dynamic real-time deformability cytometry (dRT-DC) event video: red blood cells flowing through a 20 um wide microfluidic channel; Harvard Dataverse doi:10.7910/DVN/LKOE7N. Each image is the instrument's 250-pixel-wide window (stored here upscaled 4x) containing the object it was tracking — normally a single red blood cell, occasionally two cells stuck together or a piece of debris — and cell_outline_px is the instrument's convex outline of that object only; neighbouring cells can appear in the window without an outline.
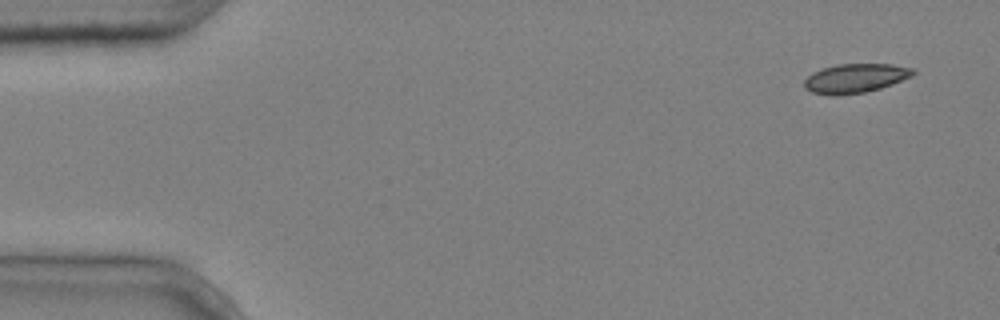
{"species": "common noctule bat (a hibernating species)", "species_latin": "Nyctalus noctula", "temperature_condition": "cold", "stored_images_in_passage": 4, "camera_frame_rate_fps": 3000, "um_per_image_px": 0.085, "animal": {"sex": "male", "body_mass_g": 20.4}, "frame": {"image": 1, "passage_image": 1, "time_ms": 0.0, "image_size_px": [1000, 320], "cell_outline_px": [[916, 72], [912, 76], [892, 84], [880, 88], [864, 92], [840, 96], [832, 96], [812, 92], [804, 88], [804, 80], [812, 72], [836, 64], [892, 64], [916, 68]], "centroid_in_image_um": [72.71, 6.65], "position_along_channel_um": 12.3, "area_um2": 18.67}}
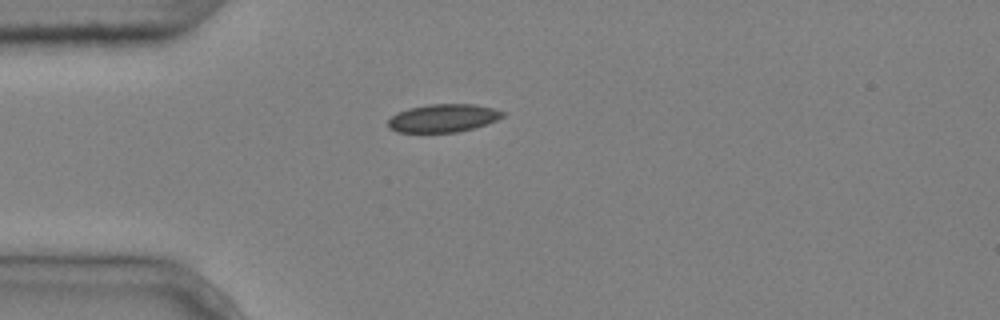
{"frame": {"image": 2, "passage_image": 4, "time_ms": 1.0, "image_size_px": [1000, 320], "cell_outline_px": [[508, 112], [504, 116], [496, 120], [460, 132], [396, 132], [388, 128], [388, 120], [396, 112], [408, 108], [428, 104], [472, 104], [492, 108]], "centroid_in_image_um": [37.64, 10.03], "position_along_channel_um": 47.4, "area_um2": 18.79}}